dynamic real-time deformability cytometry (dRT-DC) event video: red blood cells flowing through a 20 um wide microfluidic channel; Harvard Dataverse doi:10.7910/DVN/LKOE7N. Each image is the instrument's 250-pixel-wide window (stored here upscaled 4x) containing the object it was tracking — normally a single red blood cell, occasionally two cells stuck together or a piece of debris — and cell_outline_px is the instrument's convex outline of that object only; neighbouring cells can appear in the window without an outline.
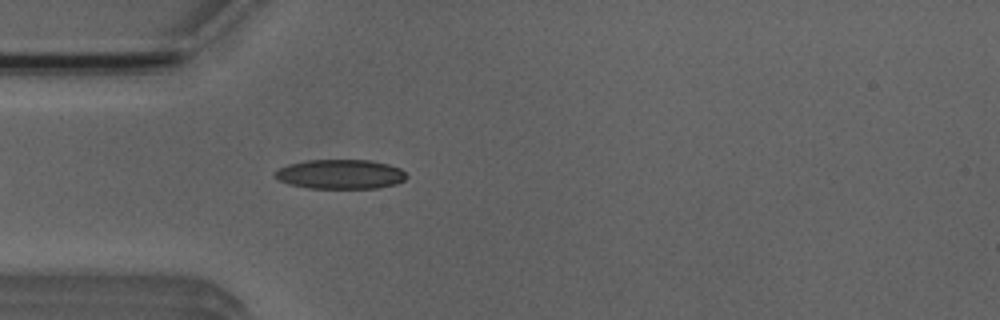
{"species": "Egyptian fruit bat (a non-hibernating species)", "species_latin": "Rousettus aegyptiacus", "temperature_condition": "room temperature", "stored_images_in_passage": 3, "camera_frame_rate_fps": 3000, "um_per_image_px": 0.085, "animal": {"sex": "male"}, "frame": {"image": 1, "passage_image": 3, "time_ms": 2.333, "image_size_px": [1000, 320], "cell_outline_px": [[408, 176], [404, 180], [396, 184], [380, 188], [308, 188], [288, 184], [280, 180], [276, 176], [276, 172], [280, 168], [288, 164], [304, 160], [372, 160], [388, 164], [400, 168]], "centroid_in_image_um": [28.97, 14.8], "position_along_channel_um": 56.0, "area_um2": 22.6}}